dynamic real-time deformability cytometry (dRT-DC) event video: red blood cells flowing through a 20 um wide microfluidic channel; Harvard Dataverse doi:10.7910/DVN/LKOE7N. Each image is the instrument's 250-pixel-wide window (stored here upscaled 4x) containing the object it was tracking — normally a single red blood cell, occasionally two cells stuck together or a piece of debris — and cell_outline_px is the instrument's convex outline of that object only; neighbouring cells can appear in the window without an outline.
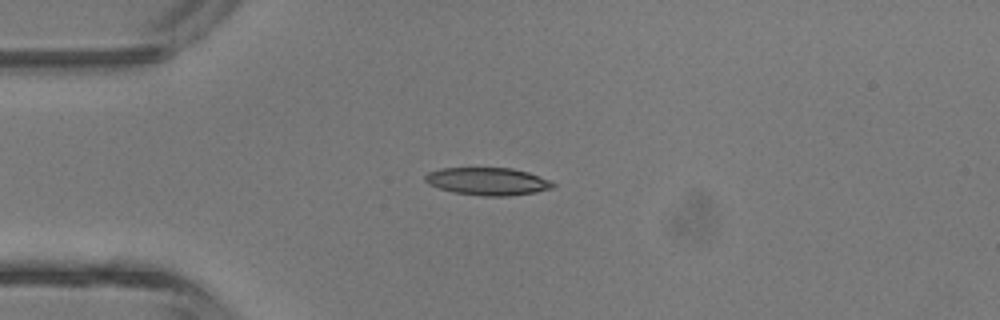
{"species": "common noctule bat (a hibernating species)", "species_latin": "Nyctalus noctula", "temperature_condition": "room temperature", "stored_images_in_passage": 2, "camera_frame_rate_fps": 3000, "um_per_image_px": 0.085, "animal": {"sex": "male", "body_mass_g": 13.3}, "frame": {"image": 1, "passage_image": 1, "time_ms": 0.0, "image_size_px": [1000, 320], "cell_outline_px": [[556, 184], [552, 188], [536, 192], [508, 196], [484, 196], [456, 192], [440, 188], [428, 184], [424, 180], [424, 176], [428, 172], [440, 168], [512, 168], [528, 172], [548, 180]], "centroid_in_image_um": [41.44, 15.41], "position_along_channel_um": 43.6, "area_um2": 20.4}}